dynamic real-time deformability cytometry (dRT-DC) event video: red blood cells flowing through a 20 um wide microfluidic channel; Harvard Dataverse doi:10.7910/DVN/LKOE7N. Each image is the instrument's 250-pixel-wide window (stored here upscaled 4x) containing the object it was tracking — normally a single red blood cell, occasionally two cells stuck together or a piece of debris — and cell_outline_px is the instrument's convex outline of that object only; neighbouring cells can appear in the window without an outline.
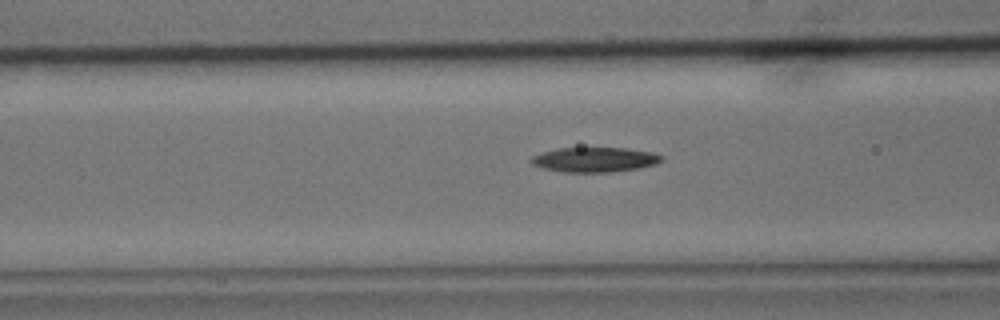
{"species": "common noctule bat (a hibernating species)", "species_latin": "Nyctalus noctula", "temperature_condition": "cold", "stored_images_in_passage": 31, "camera_frame_rate_fps": 3000, "um_per_image_px": 0.085, "animal": {"sex": "male", "body_mass_g": 15.6}, "frame": {"image": 1, "passage_image": 9, "time_ms": 2.667, "image_size_px": [1000, 320], "cell_outline_px": [[664, 160], [656, 164], [636, 168], [612, 172], [564, 172], [544, 168], [532, 164], [528, 160], [532, 156], [556, 148], [628, 148], [652, 152], [664, 156]], "centroid_in_image_um": [50.56, 13.56], "position_along_channel_um": 116.0, "area_um2": 18.84}}
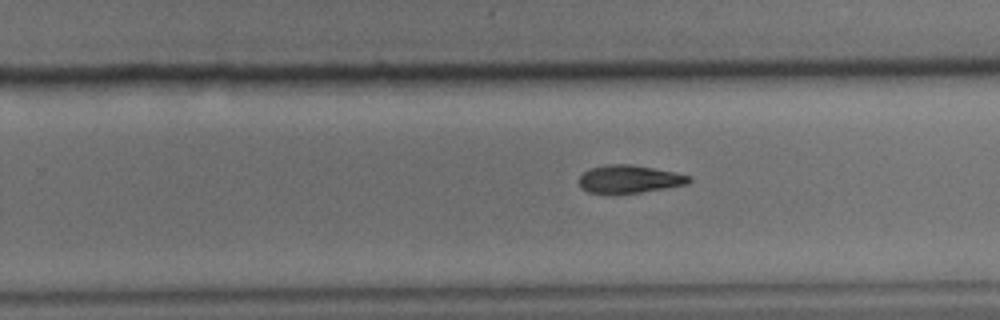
{"frame": {"image": 2, "passage_image": 22, "time_ms": 7.0, "image_size_px": [1000, 320], "cell_outline_px": [[692, 180], [688, 184], [640, 192], [588, 192], [580, 188], [580, 176], [584, 172], [592, 168], [608, 164], [632, 164], [676, 172], [692, 176]], "centroid_in_image_um": [53.55, 15.2], "position_along_channel_um": 276.3, "area_um2": 17.57}}
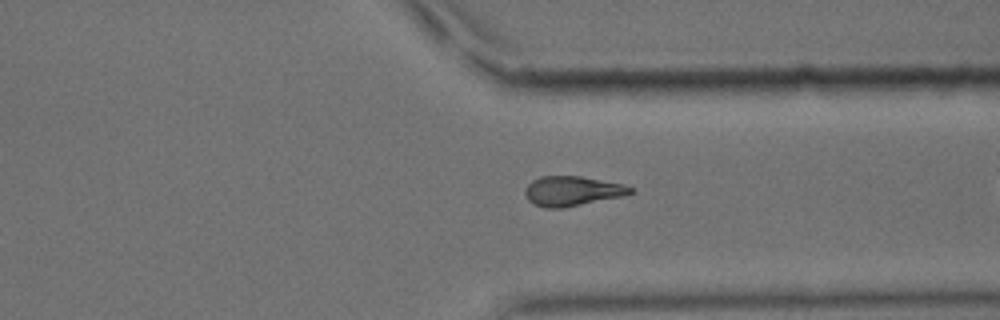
{"frame": {"image": 3, "passage_image": 29, "time_ms": 9.333, "image_size_px": [1000, 320], "cell_outline_px": [[632, 192], [624, 196], [560, 208], [544, 208], [532, 204], [528, 200], [524, 192], [528, 184], [532, 180], [540, 176], [580, 176], [624, 184], [632, 188]], "centroid_in_image_um": [48.6, 16.24], "position_along_channel_um": 362.8, "area_um2": 18.21}}